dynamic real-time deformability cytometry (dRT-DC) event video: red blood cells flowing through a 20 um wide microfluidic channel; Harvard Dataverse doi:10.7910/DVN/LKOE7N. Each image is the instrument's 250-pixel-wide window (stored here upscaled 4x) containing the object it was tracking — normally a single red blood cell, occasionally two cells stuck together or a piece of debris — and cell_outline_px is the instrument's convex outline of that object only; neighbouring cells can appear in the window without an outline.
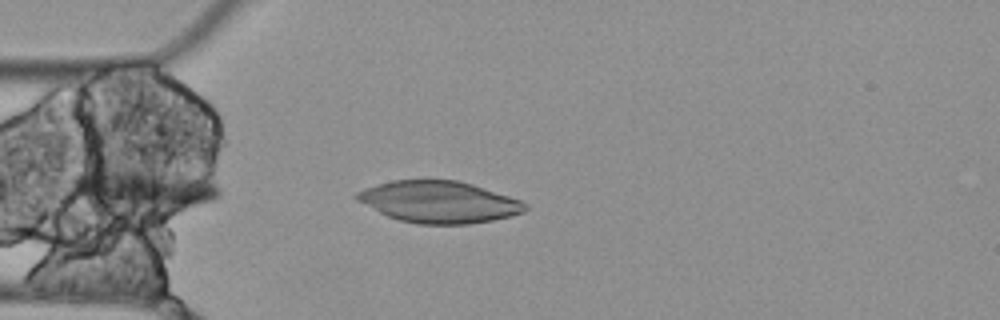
{"species": "Egyptian fruit bat (a non-hibernating species)", "species_latin": "Rousettus aegyptiacus", "temperature_condition": "cold", "stored_images_in_passage": 5, "camera_frame_rate_fps": 3000, "um_per_image_px": 0.085, "animal": {"sex": "female"}, "frame": {"image": 1, "passage_image": 4, "time_ms": 1.0, "image_size_px": [1000, 320], "cell_outline_px": [[528, 208], [524, 212], [492, 220], [468, 224], [416, 224], [400, 220], [388, 216], [356, 200], [352, 196], [356, 192], [364, 188], [392, 180], [460, 180], [520, 200], [528, 204]], "centroid_in_image_um": [37.29, 17.16], "position_along_channel_um": 47.7, "area_um2": 40.75}}